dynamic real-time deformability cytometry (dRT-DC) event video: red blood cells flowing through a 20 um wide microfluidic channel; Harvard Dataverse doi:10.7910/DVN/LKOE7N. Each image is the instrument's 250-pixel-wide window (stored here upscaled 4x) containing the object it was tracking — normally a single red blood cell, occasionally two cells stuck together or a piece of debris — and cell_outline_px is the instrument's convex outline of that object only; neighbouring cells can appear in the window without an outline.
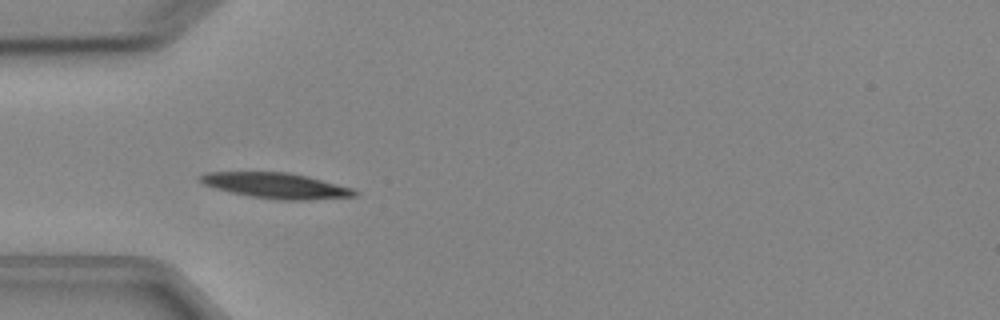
{"species": "Egyptian fruit bat (a non-hibernating species)", "species_latin": "Rousettus aegyptiacus", "temperature_condition": "cold", "stored_images_in_passage": 6, "camera_frame_rate_fps": 3000, "um_per_image_px": 0.085, "animal": {"sex": "female"}, "frame": {"image": 1, "passage_image": 5, "time_ms": 4.667, "image_size_px": [1000, 320], "cell_outline_px": [[360, 192], [356, 196], [308, 200], [280, 200], [252, 196], [232, 192], [216, 188], [204, 184], [196, 180], [196, 176], [204, 172], [288, 172], [308, 176], [356, 188]], "centroid_in_image_um": [23.51, 15.76], "position_along_channel_um": 61.5, "area_um2": 23.24}}